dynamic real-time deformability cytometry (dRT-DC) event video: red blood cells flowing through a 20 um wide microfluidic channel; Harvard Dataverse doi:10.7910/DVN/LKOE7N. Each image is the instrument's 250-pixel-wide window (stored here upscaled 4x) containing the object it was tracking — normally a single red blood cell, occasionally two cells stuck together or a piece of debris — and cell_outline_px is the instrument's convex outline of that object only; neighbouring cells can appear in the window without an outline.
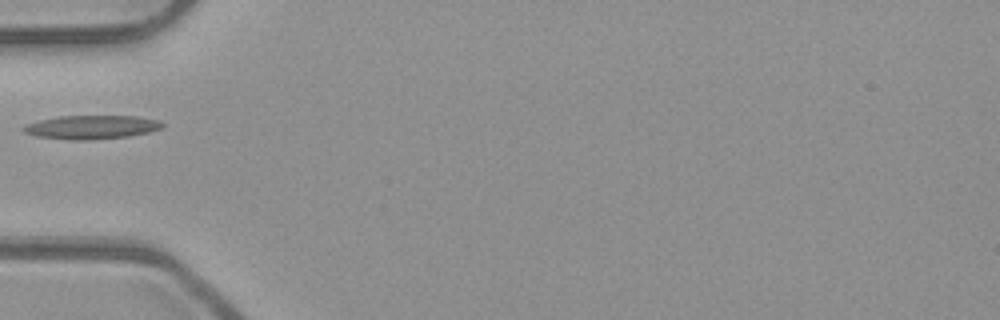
{"species": "common noctule bat (a hibernating species)", "species_latin": "Nyctalus noctula", "temperature_condition": "room temperature", "stored_images_in_passage": 5, "camera_frame_rate_fps": 3000, "um_per_image_px": 0.085, "animal": {"sex": "male", "body_mass_g": 23.1, "forearm_length_mm": 52.7}, "frame": {"image": 1, "passage_image": 1, "time_ms": 0.0, "image_size_px": [1000, 320], "cell_outline_px": [[164, 128], [148, 132], [128, 136], [88, 140], [72, 140], [36, 136], [24, 132], [20, 128], [28, 124], [40, 120], [60, 116], [136, 116], [160, 120], [164, 124]], "centroid_in_image_um": [7.81, 10.8], "position_along_channel_um": 77.2, "area_um2": 19.13}}